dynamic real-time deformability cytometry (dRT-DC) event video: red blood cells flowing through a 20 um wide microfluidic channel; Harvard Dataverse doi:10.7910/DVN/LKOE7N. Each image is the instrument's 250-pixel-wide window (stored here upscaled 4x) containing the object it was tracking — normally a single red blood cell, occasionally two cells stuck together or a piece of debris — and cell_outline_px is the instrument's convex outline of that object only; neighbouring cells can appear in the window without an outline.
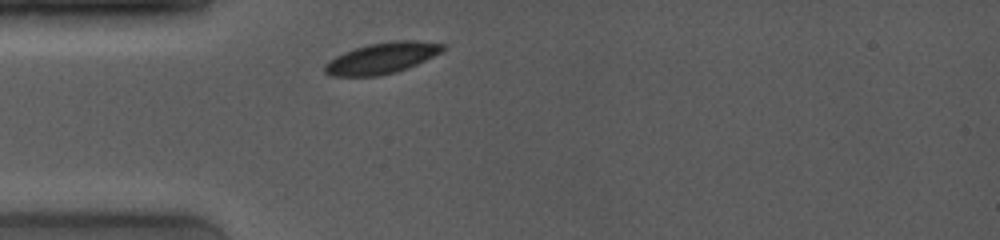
{"species": "common noctule bat (a hibernating species)", "species_latin": "Nyctalus noctula", "temperature_condition": "room temperature", "stored_images_in_passage": 19, "camera_frame_rate_fps": 4000, "um_per_image_px": 0.085, "animal": {"sex": "female", "body_mass_g": 19.0, "forearm_length_mm": 53.3}, "frame": {"image": 1, "passage_image": 1, "time_ms": 0.0, "image_size_px": [1000, 240], "cell_outline_px": [[448, 48], [408, 68], [396, 72], [376, 76], [332, 76], [324, 72], [324, 64], [336, 56], [344, 52], [368, 44], [392, 40], [416, 40], [444, 44]], "centroid_in_image_um": [32.46, 4.93], "position_along_channel_um": 52.5, "area_um2": 21.27}}
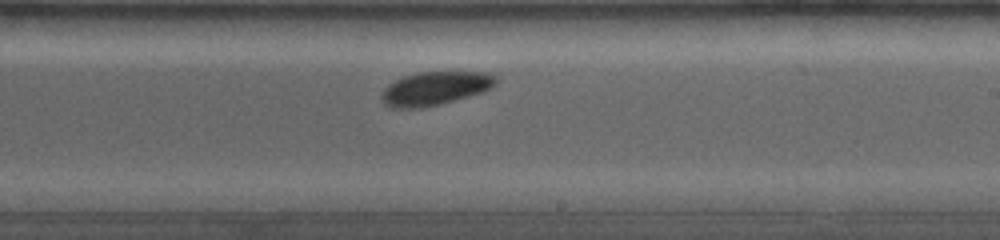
{"frame": {"image": 2, "passage_image": 11, "time_ms": 5.25, "image_size_px": [1000, 240], "cell_outline_px": [[496, 84], [484, 92], [440, 104], [420, 108], [392, 108], [384, 104], [380, 96], [384, 88], [388, 84], [404, 76], [420, 72], [488, 72], [496, 76]], "centroid_in_image_um": [36.98, 7.51], "position_along_channel_um": 252.0, "area_um2": 22.37}}
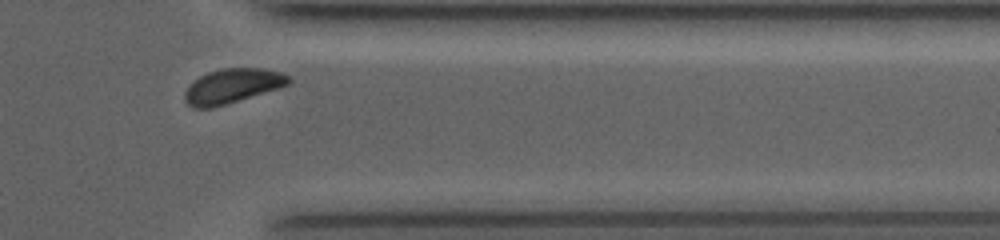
{"frame": {"image": 3, "passage_image": 18, "time_ms": 8.75, "image_size_px": [1000, 240], "cell_outline_px": [[292, 80], [288, 84], [280, 88], [212, 108], [192, 108], [184, 100], [184, 92], [200, 76], [208, 72], [220, 68], [260, 68], [280, 72], [288, 76]], "centroid_in_image_um": [19.75, 7.31], "position_along_channel_um": 391.7, "area_um2": 20.75}, "authors_computed_cell_mechanics": {"area_um2": 21.675, "velocity_mm_per_s": 3.9673, "shape_relaxation_time_tau1_ms": null, "shape_relaxation_time_tau2_ms": 5.192, "deformation_change_tau1": null, "deformation_change_tau2": 0.0512}}